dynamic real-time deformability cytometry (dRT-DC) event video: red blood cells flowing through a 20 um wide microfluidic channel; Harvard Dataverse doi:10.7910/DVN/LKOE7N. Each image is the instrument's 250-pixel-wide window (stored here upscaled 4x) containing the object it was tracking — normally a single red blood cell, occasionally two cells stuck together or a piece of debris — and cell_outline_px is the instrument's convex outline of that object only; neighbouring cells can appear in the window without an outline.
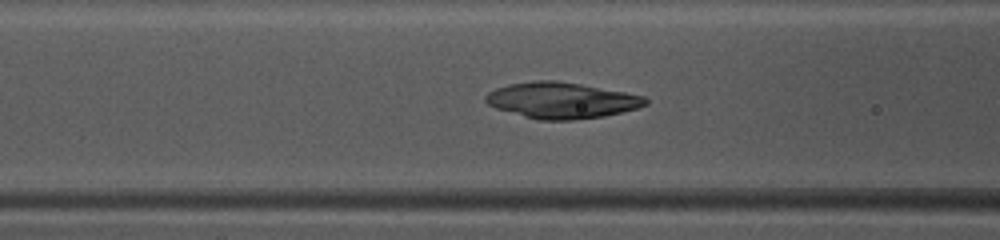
{"species": "common noctule bat (a hibernating species)", "species_latin": "Nyctalus noctula", "temperature_condition": "warm", "stored_images_in_passage": 49, "camera_frame_rate_fps": 3000, "um_per_image_px": 0.085, "animal": {"sex": "female", "body_mass_g": 10.0, "forearm_length_mm": 53.1}, "frame": {"image": 1, "passage_image": 20, "time_ms": 6.333, "image_size_px": [1000, 240], "cell_outline_px": [[648, 104], [636, 108], [604, 116], [572, 120], [536, 120], [496, 108], [488, 104], [484, 100], [484, 96], [488, 92], [496, 88], [508, 84], [536, 80], [556, 80], [580, 84], [624, 92], [644, 96], [648, 100]], "centroid_in_image_um": [47.69, 8.53], "position_along_channel_um": 118.9, "area_um2": 33.47}}
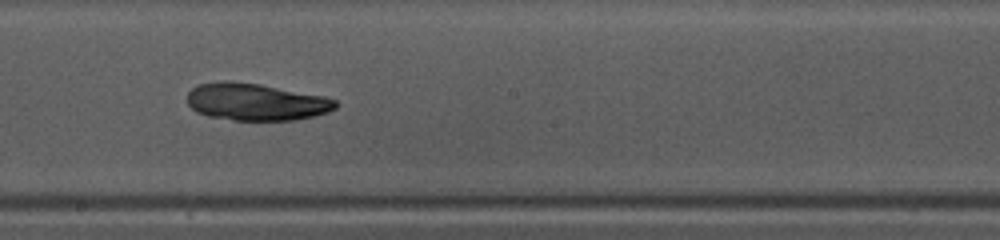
{"frame": {"image": 2, "passage_image": 28, "time_ms": 9.0, "image_size_px": [1000, 240], "cell_outline_px": [[340, 104], [336, 108], [328, 112], [316, 116], [296, 120], [232, 120], [208, 116], [196, 112], [188, 104], [188, 92], [192, 88], [200, 84], [228, 80], [260, 84], [324, 96], [336, 100]], "centroid_in_image_um": [21.78, 8.67], "position_along_channel_um": 226.4, "area_um2": 32.25}}
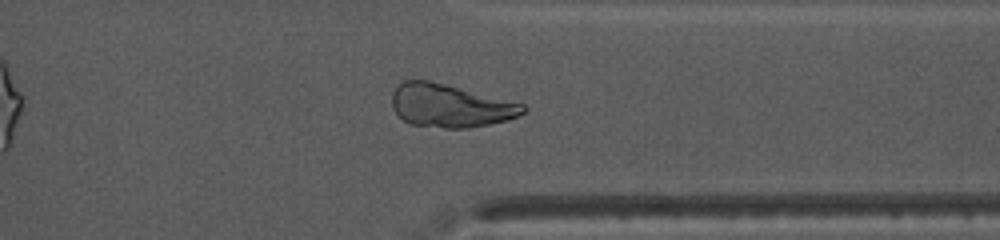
{"frame": {"image": 3, "passage_image": 39, "time_ms": 12.667, "image_size_px": [1000, 240], "cell_outline_px": [[528, 108], [524, 112], [508, 120], [468, 128], [444, 128], [408, 124], [392, 108], [392, 92], [404, 80], [428, 80], [524, 104]], "centroid_in_image_um": [38.24, 8.99], "position_along_channel_um": 373.2, "area_um2": 32.6}}